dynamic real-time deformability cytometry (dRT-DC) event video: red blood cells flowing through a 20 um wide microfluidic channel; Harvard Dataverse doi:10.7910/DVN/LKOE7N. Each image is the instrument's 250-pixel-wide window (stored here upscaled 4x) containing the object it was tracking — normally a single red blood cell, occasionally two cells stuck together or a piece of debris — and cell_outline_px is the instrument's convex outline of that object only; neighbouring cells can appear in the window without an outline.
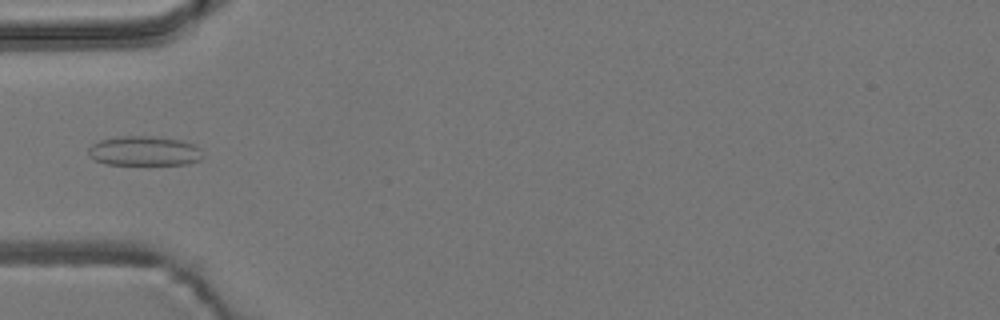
{"species": "common noctule bat (a hibernating species)", "species_latin": "Nyctalus noctula", "temperature_condition": "room temperature", "stored_images_in_passage": 5, "camera_frame_rate_fps": 3000, "um_per_image_px": 0.085, "animal": {"sex": "male", "body_mass_g": 19.2, "forearm_length_mm": 51.8}, "frame": {"image": 1, "passage_image": 5, "time_ms": 4.667, "image_size_px": [1000, 320], "cell_outline_px": [[204, 156], [200, 160], [188, 164], [108, 164], [96, 160], [88, 156], [88, 148], [92, 144], [100, 140], [116, 136], [152, 136], [184, 140], [200, 148]], "centroid_in_image_um": [12.28, 12.82], "position_along_channel_um": 72.7, "area_um2": 19.88}}